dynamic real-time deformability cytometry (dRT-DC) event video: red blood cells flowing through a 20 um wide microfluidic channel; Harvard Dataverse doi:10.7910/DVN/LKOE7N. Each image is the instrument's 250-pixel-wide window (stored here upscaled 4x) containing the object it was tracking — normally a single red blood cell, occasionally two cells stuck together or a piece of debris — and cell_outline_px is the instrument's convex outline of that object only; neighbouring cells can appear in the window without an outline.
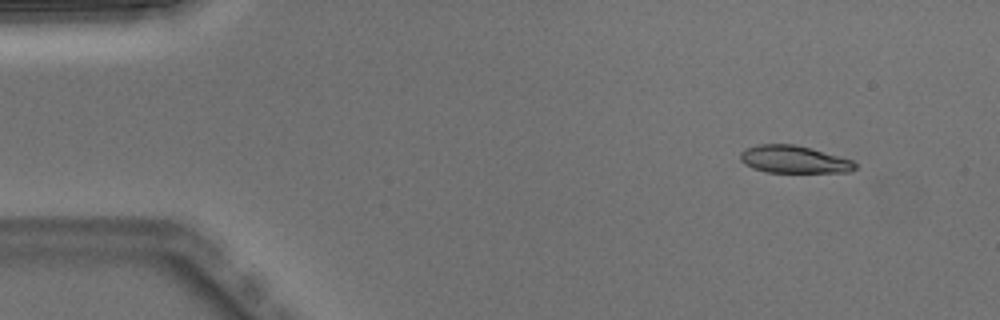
{"species": "Egyptian fruit bat (a non-hibernating species)", "species_latin": "Rousettus aegyptiacus", "temperature_condition": "warm", "stored_images_in_passage": 6, "camera_frame_rate_fps": 3000, "um_per_image_px": 0.085, "animal": {"sex": "male"}, "frame": {"image": 1, "passage_image": 2, "time_ms": 0.333, "image_size_px": [1000, 320], "cell_outline_px": [[856, 168], [848, 172], [764, 172], [752, 168], [744, 164], [740, 160], [740, 152], [744, 148], [756, 144], [792, 144], [812, 148], [852, 160], [856, 164]], "centroid_in_image_um": [67.43, 13.54], "position_along_channel_um": 17.6, "area_um2": 18.5}}
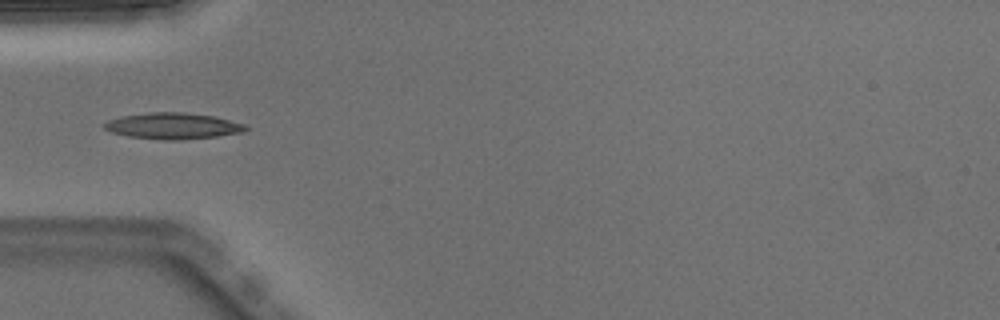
{"frame": {"image": 2, "passage_image": 5, "time_ms": 1.333, "image_size_px": [1000, 320], "cell_outline_px": [[248, 128], [244, 132], [216, 136], [180, 140], [160, 140], [128, 136], [112, 132], [104, 128], [100, 124], [108, 120], [120, 116], [148, 112], [184, 112], [212, 116], [244, 124]], "centroid_in_image_um": [14.63, 10.7], "position_along_channel_um": 70.4, "area_um2": 21.62}}